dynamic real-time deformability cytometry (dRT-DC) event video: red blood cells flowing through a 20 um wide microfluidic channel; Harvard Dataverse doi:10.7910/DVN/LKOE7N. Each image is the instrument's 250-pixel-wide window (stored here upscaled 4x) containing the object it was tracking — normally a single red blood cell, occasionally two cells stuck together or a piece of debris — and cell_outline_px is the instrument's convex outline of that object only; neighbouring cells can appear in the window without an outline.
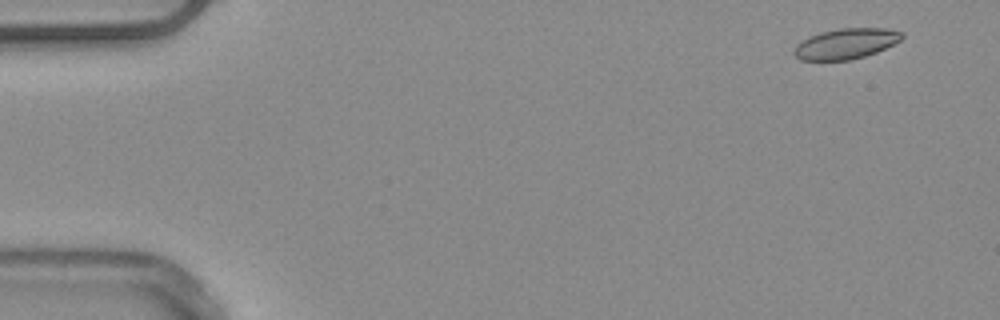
{"species": "common noctule bat (a hibernating species)", "species_latin": "Nyctalus noctula", "temperature_condition": "warm", "stored_images_in_passage": 50, "camera_frame_rate_fps": 3000, "um_per_image_px": 0.085, "animal": {"sex": "male", "body_mass_g": 20.4}, "frame": {"image": 1, "passage_image": 1, "time_ms": 0.0, "image_size_px": [1000, 320], "cell_outline_px": [[904, 36], [900, 40], [876, 52], [864, 56], [848, 60], [800, 60], [792, 52], [796, 44], [808, 36], [820, 32], [840, 28], [884, 28], [904, 32]], "centroid_in_image_um": [71.87, 3.7], "position_along_channel_um": 13.1, "area_um2": 19.13}}
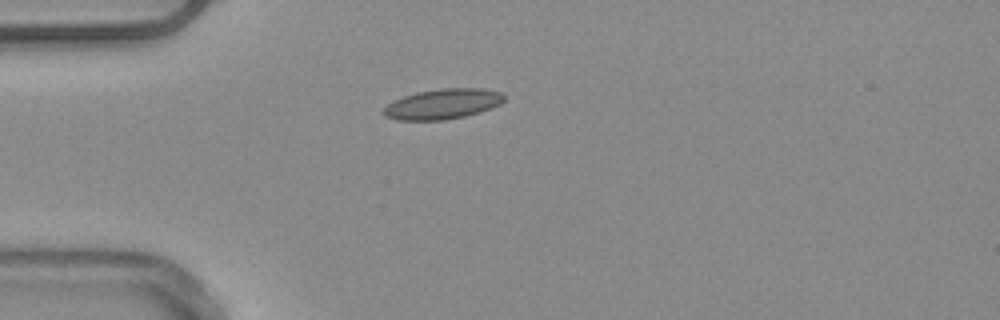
{"frame": {"image": 2, "passage_image": 12, "time_ms": 3.667, "image_size_px": [1000, 320], "cell_outline_px": [[504, 100], [500, 104], [464, 116], [444, 120], [396, 120], [384, 116], [380, 112], [388, 104], [404, 96], [416, 92], [440, 88], [484, 88], [500, 92], [504, 96]], "centroid_in_image_um": [37.59, 8.83], "position_along_channel_um": 47.4, "area_um2": 21.1}}
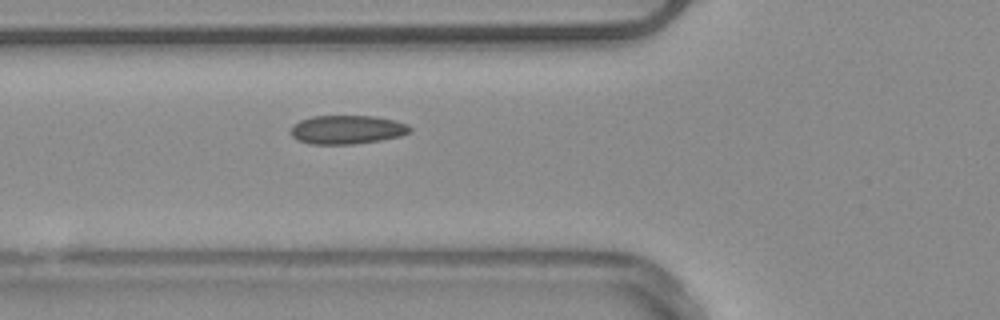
{"frame": {"image": 3, "passage_image": 17, "time_ms": 5.333, "image_size_px": [1000, 320], "cell_outline_px": [[412, 132], [400, 136], [380, 140], [352, 144], [308, 144], [292, 136], [288, 132], [292, 124], [300, 120], [312, 116], [376, 116], [408, 124], [412, 128]], "centroid_in_image_um": [29.48, 11.01], "position_along_channel_um": 96.3, "area_um2": 20.11}, "authors_computed_cell_mechanics": {"area_um2": 19.3341, "velocity_mm_per_s": 3.8913, "shape_relaxation_time_tau1_ms": 9.0796, "shape_relaxation_time_tau2_ms": 2.4434, "deformation_change_tau1": 0.1396, "deformation_change_tau2": 0.0584}}